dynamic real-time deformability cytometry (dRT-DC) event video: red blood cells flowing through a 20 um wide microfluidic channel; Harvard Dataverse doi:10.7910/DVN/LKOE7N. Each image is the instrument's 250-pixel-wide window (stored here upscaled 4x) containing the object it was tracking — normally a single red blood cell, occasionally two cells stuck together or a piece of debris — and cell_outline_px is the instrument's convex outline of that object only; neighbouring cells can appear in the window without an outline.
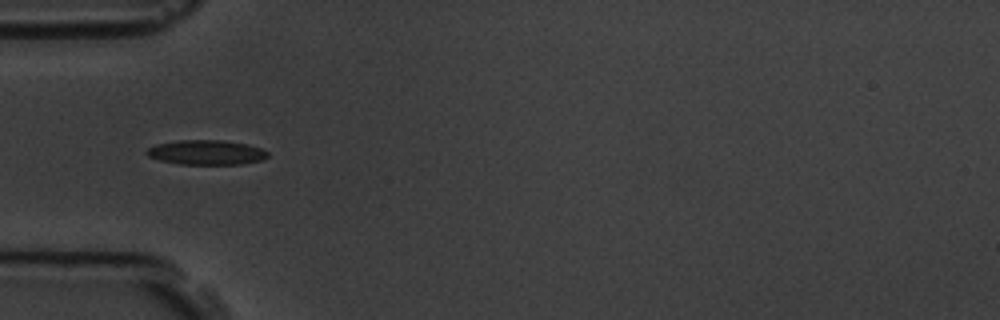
{"species": "common noctule bat (a hibernating species)", "species_latin": "Nyctalus noctula", "temperature_condition": "room temperature", "stored_images_in_passage": 5, "camera_frame_rate_fps": 3000, "um_per_image_px": 0.085, "animal": {"sex": "male", "body_mass_g": 19.5, "forearm_length_mm": 54.6}, "frame": {"image": 1, "passage_image": 1, "time_ms": 0.0, "image_size_px": [1000, 320], "cell_outline_px": [[268, 156], [264, 160], [240, 164], [180, 164], [160, 160], [148, 156], [144, 152], [148, 148], [156, 144], [180, 140], [220, 140], [248, 144], [260, 148], [268, 152]], "centroid_in_image_um": [17.54, 12.95], "position_along_channel_um": 67.5, "area_um2": 17.4}}
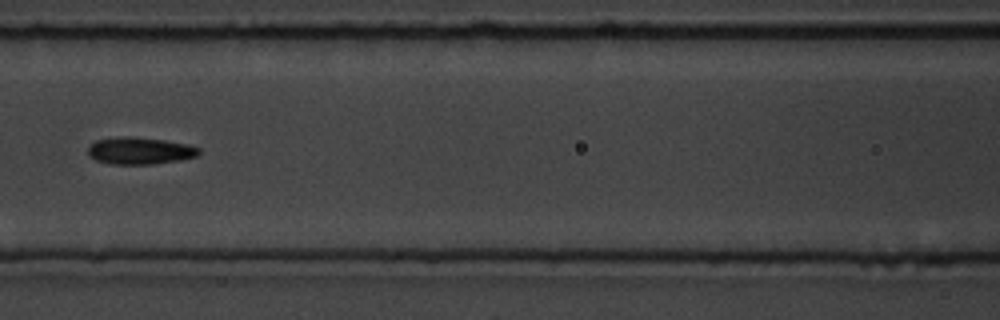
{"frame": {"image": 2, "passage_image": 3, "time_ms": 2.333, "image_size_px": [1000, 320], "cell_outline_px": [[200, 152], [196, 156], [180, 160], [152, 164], [108, 164], [96, 160], [88, 152], [88, 148], [96, 140], [120, 136], [128, 136], [164, 140], [188, 144], [200, 148]], "centroid_in_image_um": [11.9, 12.81], "position_along_channel_um": 154.7, "area_um2": 17.4}}
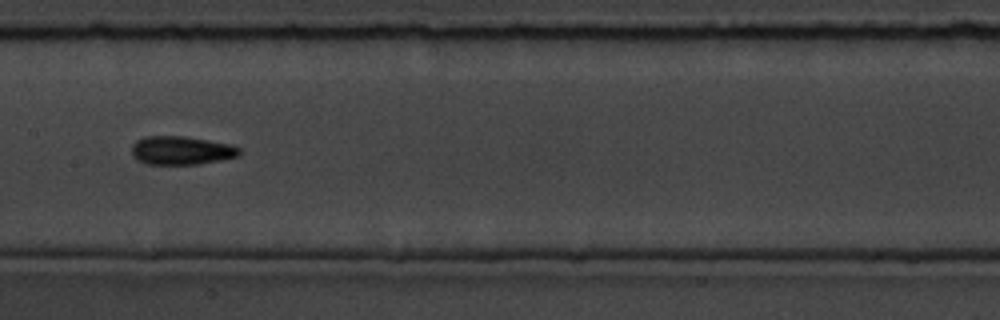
{"frame": {"image": 3, "passage_image": 4, "time_ms": 3.333, "image_size_px": [1000, 320], "cell_outline_px": [[240, 156], [200, 164], [148, 164], [136, 160], [132, 156], [132, 144], [136, 140], [144, 136], [184, 136], [232, 144], [240, 148]], "centroid_in_image_um": [15.41, 12.78], "position_along_channel_um": 192.0, "area_um2": 18.09}}